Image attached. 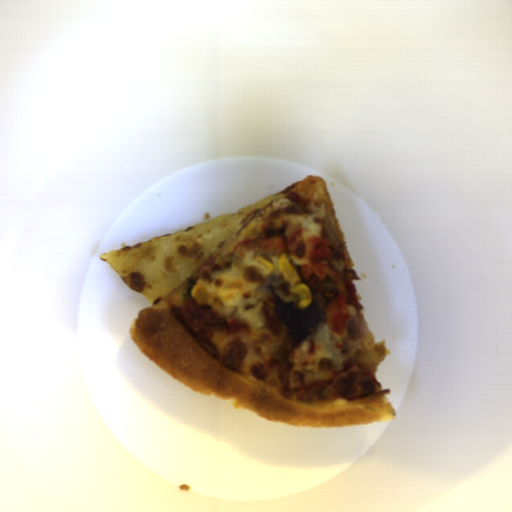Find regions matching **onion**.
Instances as JSON below:
<instances>
[{
    "mask_svg": "<svg viewBox=\"0 0 512 512\" xmlns=\"http://www.w3.org/2000/svg\"><path fill=\"white\" fill-rule=\"evenodd\" d=\"M272 292L274 312L277 318L287 325L294 341H301L314 332L325 318V313L315 299L305 307L296 306L293 301H284L275 291L272 283L267 284Z\"/></svg>",
    "mask_w": 512,
    "mask_h": 512,
    "instance_id": "onion-1",
    "label": "onion"
}]
</instances>
